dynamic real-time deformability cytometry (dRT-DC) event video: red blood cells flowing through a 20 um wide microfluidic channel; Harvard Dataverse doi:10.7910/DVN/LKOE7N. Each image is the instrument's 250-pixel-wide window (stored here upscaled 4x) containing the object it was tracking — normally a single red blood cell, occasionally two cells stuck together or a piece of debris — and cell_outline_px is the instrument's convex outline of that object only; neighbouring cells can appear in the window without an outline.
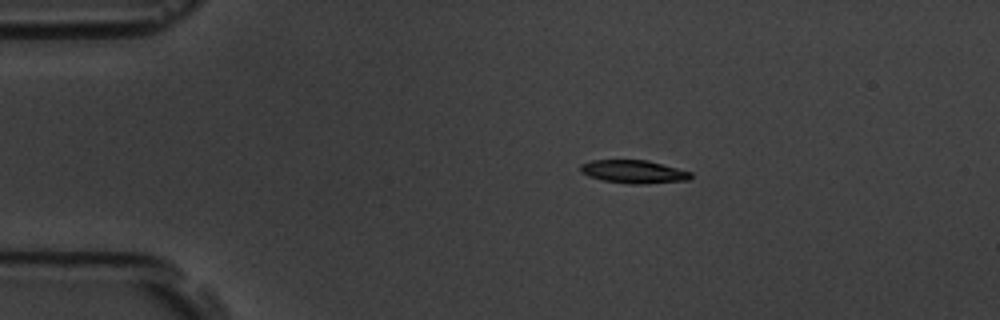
{"species": "common noctule bat (a hibernating species)", "species_latin": "Nyctalus noctula", "temperature_condition": "room temperature", "stored_images_in_passage": 3, "segment_of_instrument_passage": [1, 2], "camera_frame_rate_fps": 3000, "um_per_image_px": 0.085, "animal": {"sex": "male", "body_mass_g": 19.5, "forearm_length_mm": 54.6}, "frame": {"image": 1, "passage_image": 1, "time_ms": 0.0, "image_size_px": [1000, 320], "cell_outline_px": [[692, 176], [688, 180], [640, 184], [632, 184], [604, 180], [588, 176], [580, 172], [580, 164], [592, 160], [648, 160], [692, 172]], "centroid_in_image_um": [53.85, 14.58], "position_along_channel_um": 31.1, "area_um2": 14.8}}